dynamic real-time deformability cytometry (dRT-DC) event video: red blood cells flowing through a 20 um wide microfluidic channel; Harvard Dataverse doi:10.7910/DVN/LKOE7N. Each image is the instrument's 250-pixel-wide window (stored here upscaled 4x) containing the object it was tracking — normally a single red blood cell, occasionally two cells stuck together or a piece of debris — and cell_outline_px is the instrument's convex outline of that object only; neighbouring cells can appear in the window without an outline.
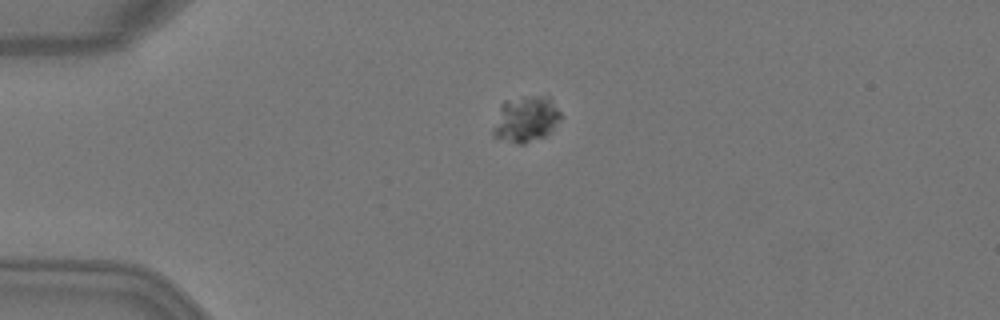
{"species": "Egyptian fruit bat (a non-hibernating species)", "species_latin": "Rousettus aegyptiacus", "temperature_condition": "warm", "stored_images_in_passage": 5, "camera_frame_rate_fps": 3000, "um_per_image_px": 0.085, "animal": {"sex": "female"}, "frame": {"image": 1, "passage_image": 1, "time_ms": 0.0, "image_size_px": [1000, 320], "cell_outline_px": [[560, 120], [544, 136], [524, 144], [516, 144], [492, 136], [492, 128], [500, 104], [504, 100], [532, 96], [548, 96], [552, 100], [560, 112]], "centroid_in_image_um": [44.65, 10.13], "position_along_channel_um": 40.4, "area_um2": 18.09}}